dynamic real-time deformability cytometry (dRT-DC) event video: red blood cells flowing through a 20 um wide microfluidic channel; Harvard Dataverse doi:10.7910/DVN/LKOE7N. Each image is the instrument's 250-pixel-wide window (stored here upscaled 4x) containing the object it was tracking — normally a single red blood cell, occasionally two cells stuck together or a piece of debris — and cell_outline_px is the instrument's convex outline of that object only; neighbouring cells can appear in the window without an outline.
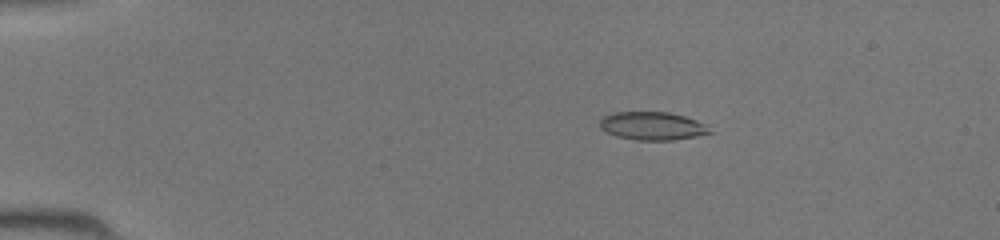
{"species": "common noctule bat (a hibernating species)", "species_latin": "Nyctalus noctula", "temperature_condition": "room temperature", "stored_images_in_passage": 45, "camera_frame_rate_fps": 3000, "um_per_image_px": 0.085, "animal": {"sex": "female", "body_mass_g": 19.5, "forearm_length_mm": 54.1}, "frame": {"image": 1, "passage_image": 8, "time_ms": 2.333, "image_size_px": [1000, 240], "cell_outline_px": [[712, 132], [696, 136], [672, 140], [636, 140], [616, 136], [600, 128], [600, 120], [604, 116], [612, 112], [668, 112], [684, 116], [708, 124]], "centroid_in_image_um": [55.46, 10.7], "position_along_channel_um": 29.5, "area_um2": 18.03}}
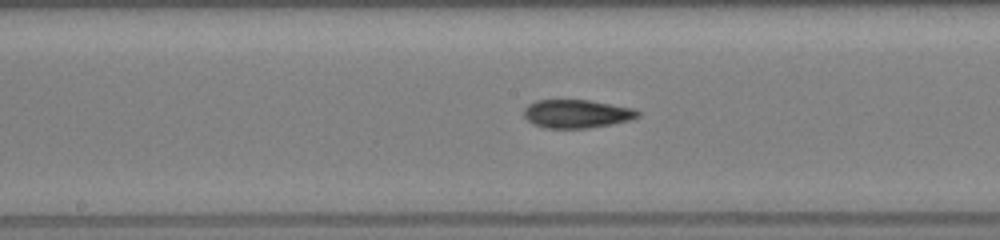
{"frame": {"image": 2, "passage_image": 24, "time_ms": 7.667, "image_size_px": [1000, 240], "cell_outline_px": [[640, 116], [628, 120], [612, 124], [588, 128], [544, 128], [532, 124], [524, 116], [524, 108], [528, 104], [536, 100], [588, 100], [632, 108], [640, 112]], "centroid_in_image_um": [48.98, 9.67], "position_along_channel_um": 199.2, "area_um2": 18.79}}
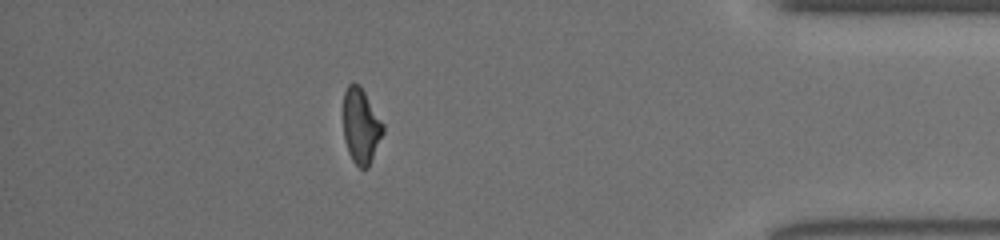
{"frame": {"image": 3, "passage_image": 40, "time_ms": 13.0, "image_size_px": [1000, 240], "cell_outline_px": [[384, 132], [368, 168], [360, 168], [352, 160], [348, 152], [344, 136], [344, 92], [348, 84], [360, 84], [384, 124]], "centroid_in_image_um": [30.69, 10.71], "position_along_channel_um": 404.5, "area_um2": 17.34}}